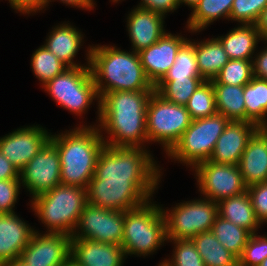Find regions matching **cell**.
Returning <instances> with one entry per match:
<instances>
[{
    "instance_id": "cell-12",
    "label": "cell",
    "mask_w": 267,
    "mask_h": 266,
    "mask_svg": "<svg viewBox=\"0 0 267 266\" xmlns=\"http://www.w3.org/2000/svg\"><path fill=\"white\" fill-rule=\"evenodd\" d=\"M124 211L85 205L71 238L122 244Z\"/></svg>"
},
{
    "instance_id": "cell-44",
    "label": "cell",
    "mask_w": 267,
    "mask_h": 266,
    "mask_svg": "<svg viewBox=\"0 0 267 266\" xmlns=\"http://www.w3.org/2000/svg\"><path fill=\"white\" fill-rule=\"evenodd\" d=\"M5 179H20V172L0 152V180H5Z\"/></svg>"
},
{
    "instance_id": "cell-17",
    "label": "cell",
    "mask_w": 267,
    "mask_h": 266,
    "mask_svg": "<svg viewBox=\"0 0 267 266\" xmlns=\"http://www.w3.org/2000/svg\"><path fill=\"white\" fill-rule=\"evenodd\" d=\"M125 260L121 245L71 238L70 261L77 266H123Z\"/></svg>"
},
{
    "instance_id": "cell-43",
    "label": "cell",
    "mask_w": 267,
    "mask_h": 266,
    "mask_svg": "<svg viewBox=\"0 0 267 266\" xmlns=\"http://www.w3.org/2000/svg\"><path fill=\"white\" fill-rule=\"evenodd\" d=\"M253 76L267 80V49L263 47L252 60Z\"/></svg>"
},
{
    "instance_id": "cell-32",
    "label": "cell",
    "mask_w": 267,
    "mask_h": 266,
    "mask_svg": "<svg viewBox=\"0 0 267 266\" xmlns=\"http://www.w3.org/2000/svg\"><path fill=\"white\" fill-rule=\"evenodd\" d=\"M187 77H202L197 65L194 39L193 41L188 39L180 47L173 65L161 80L186 79Z\"/></svg>"
},
{
    "instance_id": "cell-28",
    "label": "cell",
    "mask_w": 267,
    "mask_h": 266,
    "mask_svg": "<svg viewBox=\"0 0 267 266\" xmlns=\"http://www.w3.org/2000/svg\"><path fill=\"white\" fill-rule=\"evenodd\" d=\"M215 91L217 113L229 121L246 122L244 86L212 84Z\"/></svg>"
},
{
    "instance_id": "cell-2",
    "label": "cell",
    "mask_w": 267,
    "mask_h": 266,
    "mask_svg": "<svg viewBox=\"0 0 267 266\" xmlns=\"http://www.w3.org/2000/svg\"><path fill=\"white\" fill-rule=\"evenodd\" d=\"M154 91H113L103 94L100 97L98 124L80 126H97L107 146L146 148L147 104Z\"/></svg>"
},
{
    "instance_id": "cell-30",
    "label": "cell",
    "mask_w": 267,
    "mask_h": 266,
    "mask_svg": "<svg viewBox=\"0 0 267 266\" xmlns=\"http://www.w3.org/2000/svg\"><path fill=\"white\" fill-rule=\"evenodd\" d=\"M211 231L219 242L237 259L241 257L243 249L252 235L245 228L233 224L220 216L216 217Z\"/></svg>"
},
{
    "instance_id": "cell-35",
    "label": "cell",
    "mask_w": 267,
    "mask_h": 266,
    "mask_svg": "<svg viewBox=\"0 0 267 266\" xmlns=\"http://www.w3.org/2000/svg\"><path fill=\"white\" fill-rule=\"evenodd\" d=\"M252 77V60L230 59L211 81L212 84L244 86Z\"/></svg>"
},
{
    "instance_id": "cell-51",
    "label": "cell",
    "mask_w": 267,
    "mask_h": 266,
    "mask_svg": "<svg viewBox=\"0 0 267 266\" xmlns=\"http://www.w3.org/2000/svg\"><path fill=\"white\" fill-rule=\"evenodd\" d=\"M65 266H77L72 261H69Z\"/></svg>"
},
{
    "instance_id": "cell-5",
    "label": "cell",
    "mask_w": 267,
    "mask_h": 266,
    "mask_svg": "<svg viewBox=\"0 0 267 266\" xmlns=\"http://www.w3.org/2000/svg\"><path fill=\"white\" fill-rule=\"evenodd\" d=\"M34 215L50 233L71 236L87 204V189L60 184L30 200Z\"/></svg>"
},
{
    "instance_id": "cell-45",
    "label": "cell",
    "mask_w": 267,
    "mask_h": 266,
    "mask_svg": "<svg viewBox=\"0 0 267 266\" xmlns=\"http://www.w3.org/2000/svg\"><path fill=\"white\" fill-rule=\"evenodd\" d=\"M57 0H45L44 2V9L47 10L46 8H48V4H50V2H54ZM61 3L65 4L66 6L69 5L70 7H75V8H79V9H83V10H87V11H91L94 10L93 8H95V1L94 0H58Z\"/></svg>"
},
{
    "instance_id": "cell-14",
    "label": "cell",
    "mask_w": 267,
    "mask_h": 266,
    "mask_svg": "<svg viewBox=\"0 0 267 266\" xmlns=\"http://www.w3.org/2000/svg\"><path fill=\"white\" fill-rule=\"evenodd\" d=\"M71 237L35 229L19 259L26 266H65L70 261Z\"/></svg>"
},
{
    "instance_id": "cell-11",
    "label": "cell",
    "mask_w": 267,
    "mask_h": 266,
    "mask_svg": "<svg viewBox=\"0 0 267 266\" xmlns=\"http://www.w3.org/2000/svg\"><path fill=\"white\" fill-rule=\"evenodd\" d=\"M192 170L201 196L217 203L247 191L238 165L207 160Z\"/></svg>"
},
{
    "instance_id": "cell-19",
    "label": "cell",
    "mask_w": 267,
    "mask_h": 266,
    "mask_svg": "<svg viewBox=\"0 0 267 266\" xmlns=\"http://www.w3.org/2000/svg\"><path fill=\"white\" fill-rule=\"evenodd\" d=\"M84 35L81 30L74 27L71 22H63L54 27L48 33L43 46L53 53L59 60H61L68 67H89L90 65V49L88 46L86 52L85 65L76 63L74 58L84 44Z\"/></svg>"
},
{
    "instance_id": "cell-21",
    "label": "cell",
    "mask_w": 267,
    "mask_h": 266,
    "mask_svg": "<svg viewBox=\"0 0 267 266\" xmlns=\"http://www.w3.org/2000/svg\"><path fill=\"white\" fill-rule=\"evenodd\" d=\"M17 213L0 214V264L17 260L35 231Z\"/></svg>"
},
{
    "instance_id": "cell-10",
    "label": "cell",
    "mask_w": 267,
    "mask_h": 266,
    "mask_svg": "<svg viewBox=\"0 0 267 266\" xmlns=\"http://www.w3.org/2000/svg\"><path fill=\"white\" fill-rule=\"evenodd\" d=\"M161 206L166 220L167 240L193 239L200 233L210 231L218 216L217 202L202 196L176 203L170 209Z\"/></svg>"
},
{
    "instance_id": "cell-26",
    "label": "cell",
    "mask_w": 267,
    "mask_h": 266,
    "mask_svg": "<svg viewBox=\"0 0 267 266\" xmlns=\"http://www.w3.org/2000/svg\"><path fill=\"white\" fill-rule=\"evenodd\" d=\"M234 0H200L193 8L186 22V28L190 33H200L217 19L229 21L230 12ZM208 26V27H207Z\"/></svg>"
},
{
    "instance_id": "cell-7",
    "label": "cell",
    "mask_w": 267,
    "mask_h": 266,
    "mask_svg": "<svg viewBox=\"0 0 267 266\" xmlns=\"http://www.w3.org/2000/svg\"><path fill=\"white\" fill-rule=\"evenodd\" d=\"M45 92L56 104L77 116L86 114L90 105L97 101L96 123L99 121L100 97L91 74L90 67H69L55 76L44 86ZM94 100V101H93Z\"/></svg>"
},
{
    "instance_id": "cell-34",
    "label": "cell",
    "mask_w": 267,
    "mask_h": 266,
    "mask_svg": "<svg viewBox=\"0 0 267 266\" xmlns=\"http://www.w3.org/2000/svg\"><path fill=\"white\" fill-rule=\"evenodd\" d=\"M185 107L192 120L216 114L215 91L212 81H204L191 95Z\"/></svg>"
},
{
    "instance_id": "cell-48",
    "label": "cell",
    "mask_w": 267,
    "mask_h": 266,
    "mask_svg": "<svg viewBox=\"0 0 267 266\" xmlns=\"http://www.w3.org/2000/svg\"><path fill=\"white\" fill-rule=\"evenodd\" d=\"M200 0H179V4H184L190 8L192 11L193 8L198 4Z\"/></svg>"
},
{
    "instance_id": "cell-8",
    "label": "cell",
    "mask_w": 267,
    "mask_h": 266,
    "mask_svg": "<svg viewBox=\"0 0 267 266\" xmlns=\"http://www.w3.org/2000/svg\"><path fill=\"white\" fill-rule=\"evenodd\" d=\"M228 123L229 120L219 113L192 120L167 157L193 169L197 164L210 159Z\"/></svg>"
},
{
    "instance_id": "cell-18",
    "label": "cell",
    "mask_w": 267,
    "mask_h": 266,
    "mask_svg": "<svg viewBox=\"0 0 267 266\" xmlns=\"http://www.w3.org/2000/svg\"><path fill=\"white\" fill-rule=\"evenodd\" d=\"M165 18L162 14L137 6L131 9L126 18L131 50L138 53L163 37L167 33L164 27Z\"/></svg>"
},
{
    "instance_id": "cell-52",
    "label": "cell",
    "mask_w": 267,
    "mask_h": 266,
    "mask_svg": "<svg viewBox=\"0 0 267 266\" xmlns=\"http://www.w3.org/2000/svg\"><path fill=\"white\" fill-rule=\"evenodd\" d=\"M112 3H119V2H121V1H123V0H110Z\"/></svg>"
},
{
    "instance_id": "cell-37",
    "label": "cell",
    "mask_w": 267,
    "mask_h": 266,
    "mask_svg": "<svg viewBox=\"0 0 267 266\" xmlns=\"http://www.w3.org/2000/svg\"><path fill=\"white\" fill-rule=\"evenodd\" d=\"M267 0H234L229 20L238 24H256Z\"/></svg>"
},
{
    "instance_id": "cell-42",
    "label": "cell",
    "mask_w": 267,
    "mask_h": 266,
    "mask_svg": "<svg viewBox=\"0 0 267 266\" xmlns=\"http://www.w3.org/2000/svg\"><path fill=\"white\" fill-rule=\"evenodd\" d=\"M10 7L16 11V13H21L24 15H31L39 13L40 11H45L44 2L45 0H8Z\"/></svg>"
},
{
    "instance_id": "cell-9",
    "label": "cell",
    "mask_w": 267,
    "mask_h": 266,
    "mask_svg": "<svg viewBox=\"0 0 267 266\" xmlns=\"http://www.w3.org/2000/svg\"><path fill=\"white\" fill-rule=\"evenodd\" d=\"M191 122L190 113L184 105L168 102L154 91L147 104L148 145L158 142L167 155L178 143Z\"/></svg>"
},
{
    "instance_id": "cell-47",
    "label": "cell",
    "mask_w": 267,
    "mask_h": 266,
    "mask_svg": "<svg viewBox=\"0 0 267 266\" xmlns=\"http://www.w3.org/2000/svg\"><path fill=\"white\" fill-rule=\"evenodd\" d=\"M0 266H26L20 259L8 260L0 264Z\"/></svg>"
},
{
    "instance_id": "cell-3",
    "label": "cell",
    "mask_w": 267,
    "mask_h": 266,
    "mask_svg": "<svg viewBox=\"0 0 267 266\" xmlns=\"http://www.w3.org/2000/svg\"><path fill=\"white\" fill-rule=\"evenodd\" d=\"M92 45L89 67L99 97L113 91L155 90L137 52L114 45Z\"/></svg>"
},
{
    "instance_id": "cell-39",
    "label": "cell",
    "mask_w": 267,
    "mask_h": 266,
    "mask_svg": "<svg viewBox=\"0 0 267 266\" xmlns=\"http://www.w3.org/2000/svg\"><path fill=\"white\" fill-rule=\"evenodd\" d=\"M21 186L20 179L0 180V214L15 213Z\"/></svg>"
},
{
    "instance_id": "cell-1",
    "label": "cell",
    "mask_w": 267,
    "mask_h": 266,
    "mask_svg": "<svg viewBox=\"0 0 267 266\" xmlns=\"http://www.w3.org/2000/svg\"><path fill=\"white\" fill-rule=\"evenodd\" d=\"M152 154L148 146L105 145L87 187V203L127 211L154 199L163 173Z\"/></svg>"
},
{
    "instance_id": "cell-38",
    "label": "cell",
    "mask_w": 267,
    "mask_h": 266,
    "mask_svg": "<svg viewBox=\"0 0 267 266\" xmlns=\"http://www.w3.org/2000/svg\"><path fill=\"white\" fill-rule=\"evenodd\" d=\"M267 257V234L253 233L246 243L238 266H259Z\"/></svg>"
},
{
    "instance_id": "cell-41",
    "label": "cell",
    "mask_w": 267,
    "mask_h": 266,
    "mask_svg": "<svg viewBox=\"0 0 267 266\" xmlns=\"http://www.w3.org/2000/svg\"><path fill=\"white\" fill-rule=\"evenodd\" d=\"M137 7L167 16L180 7L179 0H141Z\"/></svg>"
},
{
    "instance_id": "cell-50",
    "label": "cell",
    "mask_w": 267,
    "mask_h": 266,
    "mask_svg": "<svg viewBox=\"0 0 267 266\" xmlns=\"http://www.w3.org/2000/svg\"><path fill=\"white\" fill-rule=\"evenodd\" d=\"M262 40H263L262 42H265L264 45L266 46V43H267V36L263 37ZM265 48L267 49V46H266Z\"/></svg>"
},
{
    "instance_id": "cell-33",
    "label": "cell",
    "mask_w": 267,
    "mask_h": 266,
    "mask_svg": "<svg viewBox=\"0 0 267 266\" xmlns=\"http://www.w3.org/2000/svg\"><path fill=\"white\" fill-rule=\"evenodd\" d=\"M30 61L33 74L41 86L69 68L43 45L33 52Z\"/></svg>"
},
{
    "instance_id": "cell-13",
    "label": "cell",
    "mask_w": 267,
    "mask_h": 266,
    "mask_svg": "<svg viewBox=\"0 0 267 266\" xmlns=\"http://www.w3.org/2000/svg\"><path fill=\"white\" fill-rule=\"evenodd\" d=\"M20 182L31 199L61 184L60 155L50 140L20 171Z\"/></svg>"
},
{
    "instance_id": "cell-27",
    "label": "cell",
    "mask_w": 267,
    "mask_h": 266,
    "mask_svg": "<svg viewBox=\"0 0 267 266\" xmlns=\"http://www.w3.org/2000/svg\"><path fill=\"white\" fill-rule=\"evenodd\" d=\"M243 96L246 122H252L259 128H267V80L253 76L244 85Z\"/></svg>"
},
{
    "instance_id": "cell-46",
    "label": "cell",
    "mask_w": 267,
    "mask_h": 266,
    "mask_svg": "<svg viewBox=\"0 0 267 266\" xmlns=\"http://www.w3.org/2000/svg\"><path fill=\"white\" fill-rule=\"evenodd\" d=\"M261 39L267 36V6L262 10L261 15L256 22Z\"/></svg>"
},
{
    "instance_id": "cell-25",
    "label": "cell",
    "mask_w": 267,
    "mask_h": 266,
    "mask_svg": "<svg viewBox=\"0 0 267 266\" xmlns=\"http://www.w3.org/2000/svg\"><path fill=\"white\" fill-rule=\"evenodd\" d=\"M195 55L200 75L206 80H213L224 65L230 60L223 45L217 38L195 41Z\"/></svg>"
},
{
    "instance_id": "cell-20",
    "label": "cell",
    "mask_w": 267,
    "mask_h": 266,
    "mask_svg": "<svg viewBox=\"0 0 267 266\" xmlns=\"http://www.w3.org/2000/svg\"><path fill=\"white\" fill-rule=\"evenodd\" d=\"M258 129L259 127L252 122L229 121L219 136L209 160L238 165L248 140Z\"/></svg>"
},
{
    "instance_id": "cell-29",
    "label": "cell",
    "mask_w": 267,
    "mask_h": 266,
    "mask_svg": "<svg viewBox=\"0 0 267 266\" xmlns=\"http://www.w3.org/2000/svg\"><path fill=\"white\" fill-rule=\"evenodd\" d=\"M192 241L205 266H238V259L219 242L211 230L196 235Z\"/></svg>"
},
{
    "instance_id": "cell-40",
    "label": "cell",
    "mask_w": 267,
    "mask_h": 266,
    "mask_svg": "<svg viewBox=\"0 0 267 266\" xmlns=\"http://www.w3.org/2000/svg\"><path fill=\"white\" fill-rule=\"evenodd\" d=\"M255 217L263 226L267 224V182L256 183L247 187Z\"/></svg>"
},
{
    "instance_id": "cell-6",
    "label": "cell",
    "mask_w": 267,
    "mask_h": 266,
    "mask_svg": "<svg viewBox=\"0 0 267 266\" xmlns=\"http://www.w3.org/2000/svg\"><path fill=\"white\" fill-rule=\"evenodd\" d=\"M154 199L142 206L124 211V230L121 246L126 258L153 255L167 243L166 220L162 206ZM166 242V243H165Z\"/></svg>"
},
{
    "instance_id": "cell-49",
    "label": "cell",
    "mask_w": 267,
    "mask_h": 266,
    "mask_svg": "<svg viewBox=\"0 0 267 266\" xmlns=\"http://www.w3.org/2000/svg\"><path fill=\"white\" fill-rule=\"evenodd\" d=\"M259 266H267V257L261 262Z\"/></svg>"
},
{
    "instance_id": "cell-15",
    "label": "cell",
    "mask_w": 267,
    "mask_h": 266,
    "mask_svg": "<svg viewBox=\"0 0 267 266\" xmlns=\"http://www.w3.org/2000/svg\"><path fill=\"white\" fill-rule=\"evenodd\" d=\"M51 134L37 124L17 128L0 137V152L20 172L50 140Z\"/></svg>"
},
{
    "instance_id": "cell-22",
    "label": "cell",
    "mask_w": 267,
    "mask_h": 266,
    "mask_svg": "<svg viewBox=\"0 0 267 266\" xmlns=\"http://www.w3.org/2000/svg\"><path fill=\"white\" fill-rule=\"evenodd\" d=\"M238 166L247 187L267 182V128H259L248 140Z\"/></svg>"
},
{
    "instance_id": "cell-23",
    "label": "cell",
    "mask_w": 267,
    "mask_h": 266,
    "mask_svg": "<svg viewBox=\"0 0 267 266\" xmlns=\"http://www.w3.org/2000/svg\"><path fill=\"white\" fill-rule=\"evenodd\" d=\"M216 38L223 45L229 59L242 60H253L254 54L259 51L258 43L262 41L255 24H238L226 35Z\"/></svg>"
},
{
    "instance_id": "cell-31",
    "label": "cell",
    "mask_w": 267,
    "mask_h": 266,
    "mask_svg": "<svg viewBox=\"0 0 267 266\" xmlns=\"http://www.w3.org/2000/svg\"><path fill=\"white\" fill-rule=\"evenodd\" d=\"M206 81L203 77H187L186 79L160 80L155 91L166 101L178 105H186L195 90Z\"/></svg>"
},
{
    "instance_id": "cell-4",
    "label": "cell",
    "mask_w": 267,
    "mask_h": 266,
    "mask_svg": "<svg viewBox=\"0 0 267 266\" xmlns=\"http://www.w3.org/2000/svg\"><path fill=\"white\" fill-rule=\"evenodd\" d=\"M50 141L60 155L61 184L87 189L93 178L100 151L105 146L97 126H79L58 134Z\"/></svg>"
},
{
    "instance_id": "cell-16",
    "label": "cell",
    "mask_w": 267,
    "mask_h": 266,
    "mask_svg": "<svg viewBox=\"0 0 267 266\" xmlns=\"http://www.w3.org/2000/svg\"><path fill=\"white\" fill-rule=\"evenodd\" d=\"M189 38L167 32L155 44L138 52L146 76L155 86L168 72L178 50Z\"/></svg>"
},
{
    "instance_id": "cell-24",
    "label": "cell",
    "mask_w": 267,
    "mask_h": 266,
    "mask_svg": "<svg viewBox=\"0 0 267 266\" xmlns=\"http://www.w3.org/2000/svg\"><path fill=\"white\" fill-rule=\"evenodd\" d=\"M217 205L218 216L245 228L252 234L257 233L258 229L261 227L255 217V212L247 191L236 196L222 199Z\"/></svg>"
},
{
    "instance_id": "cell-36",
    "label": "cell",
    "mask_w": 267,
    "mask_h": 266,
    "mask_svg": "<svg viewBox=\"0 0 267 266\" xmlns=\"http://www.w3.org/2000/svg\"><path fill=\"white\" fill-rule=\"evenodd\" d=\"M173 243V252L171 258H164L158 265L162 266H205L200 254L192 239H171L167 240Z\"/></svg>"
}]
</instances>
